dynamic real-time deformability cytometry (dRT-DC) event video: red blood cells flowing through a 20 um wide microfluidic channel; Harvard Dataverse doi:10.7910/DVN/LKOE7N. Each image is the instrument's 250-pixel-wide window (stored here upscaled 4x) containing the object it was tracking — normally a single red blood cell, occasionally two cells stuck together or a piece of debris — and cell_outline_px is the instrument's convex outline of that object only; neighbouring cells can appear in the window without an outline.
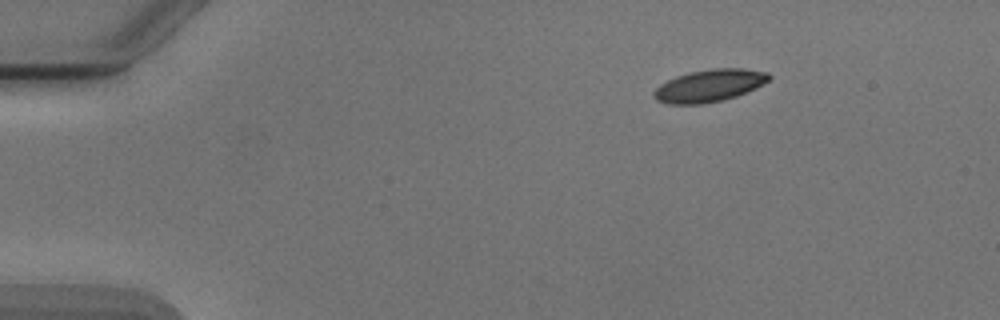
{"species": "Egyptian fruit bat (a non-hibernating species)", "species_latin": "Rousettus aegyptiacus", "temperature_condition": "cold", "stored_images_in_passage": 46, "camera_frame_rate_fps": 3000, "um_per_image_px": 0.085, "animal": {"sex": "male"}, "frame": {"image": 1, "passage_image": 1, "time_ms": 0.0, "image_size_px": [1000, 320], "cell_outline_px": [[772, 76], [768, 80], [756, 88], [736, 96], [704, 104], [668, 104], [656, 100], [652, 96], [652, 92], [660, 84], [676, 76], [688, 72], [712, 68], [744, 68], [768, 72]], "centroid_in_image_um": [60.27, 7.27], "position_along_channel_um": 24.7, "area_um2": 21.79}}
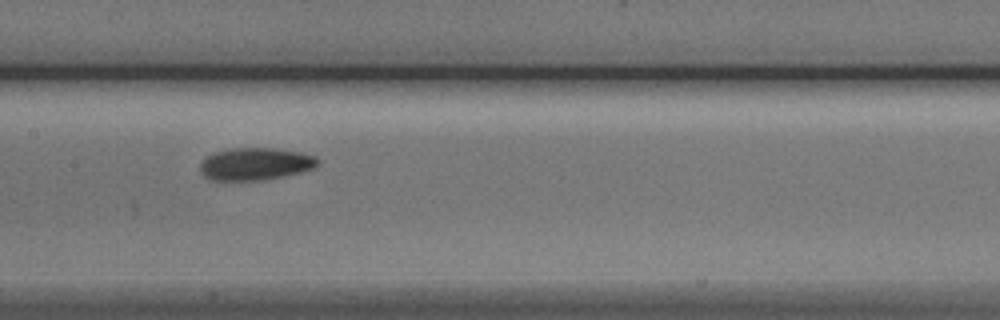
{"frame": {"image": 2, "passage_image": 20, "time_ms": 6.333, "image_size_px": [1000, 320], "cell_outline_px": [[320, 164], [316, 168], [284, 176], [264, 180], [212, 180], [204, 176], [200, 172], [200, 164], [208, 156], [216, 152], [232, 148], [272, 148], [300, 152], [316, 156], [320, 160]], "centroid_in_image_um": [21.76, 13.94], "position_along_channel_um": 185.6, "area_um2": 22.25}}
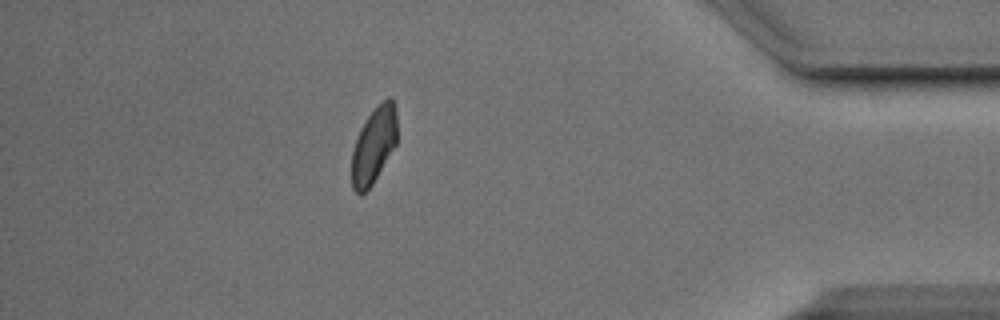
{"frame": {"image": 3, "passage_image": 40, "time_ms": 13.0, "image_size_px": [1000, 320], "cell_outline_px": [[396, 144], [372, 184], [360, 196], [352, 188], [352, 152], [360, 128], [368, 116], [388, 96], [392, 96], [396, 108]], "centroid_in_image_um": [31.77, 12.34], "position_along_channel_um": 403.4, "area_um2": 19.83}, "authors_computed_cell_mechanics": {"area_um2": 21.8195, "velocity_mm_per_s": 3.8712, "shape_relaxation_time_tau1_ms": 3.1771, "shape_relaxation_time_tau2_ms": 5.7165, "deformation_change_tau1": 0.1034, "deformation_change_tau2": 0.099}}